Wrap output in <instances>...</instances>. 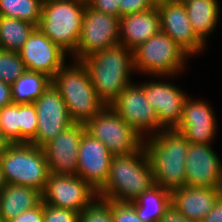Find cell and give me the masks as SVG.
<instances>
[{
  "label": "cell",
  "instance_id": "6da1fadb",
  "mask_svg": "<svg viewBox=\"0 0 222 222\" xmlns=\"http://www.w3.org/2000/svg\"><path fill=\"white\" fill-rule=\"evenodd\" d=\"M144 147L152 167L153 180L169 191L186 186V156L189 142L175 129H163L148 135Z\"/></svg>",
  "mask_w": 222,
  "mask_h": 222
},
{
  "label": "cell",
  "instance_id": "7a4b0ae2",
  "mask_svg": "<svg viewBox=\"0 0 222 222\" xmlns=\"http://www.w3.org/2000/svg\"><path fill=\"white\" fill-rule=\"evenodd\" d=\"M154 184L150 160L143 146L131 154L113 156L108 179L97 192L102 198L131 203Z\"/></svg>",
  "mask_w": 222,
  "mask_h": 222
},
{
  "label": "cell",
  "instance_id": "3957f363",
  "mask_svg": "<svg viewBox=\"0 0 222 222\" xmlns=\"http://www.w3.org/2000/svg\"><path fill=\"white\" fill-rule=\"evenodd\" d=\"M81 61L97 95L106 105H110L132 83L130 75L135 71L133 51L123 45L97 51Z\"/></svg>",
  "mask_w": 222,
  "mask_h": 222
},
{
  "label": "cell",
  "instance_id": "277c9868",
  "mask_svg": "<svg viewBox=\"0 0 222 222\" xmlns=\"http://www.w3.org/2000/svg\"><path fill=\"white\" fill-rule=\"evenodd\" d=\"M52 83L59 90L73 123L85 124L106 106L97 95L82 61L74 60L70 66L64 64Z\"/></svg>",
  "mask_w": 222,
  "mask_h": 222
},
{
  "label": "cell",
  "instance_id": "5b68a950",
  "mask_svg": "<svg viewBox=\"0 0 222 222\" xmlns=\"http://www.w3.org/2000/svg\"><path fill=\"white\" fill-rule=\"evenodd\" d=\"M87 0L43 2L38 28L67 54H73L81 33Z\"/></svg>",
  "mask_w": 222,
  "mask_h": 222
},
{
  "label": "cell",
  "instance_id": "8992f818",
  "mask_svg": "<svg viewBox=\"0 0 222 222\" xmlns=\"http://www.w3.org/2000/svg\"><path fill=\"white\" fill-rule=\"evenodd\" d=\"M6 184L35 188L41 193L50 174L43 148L32 143H13L0 156Z\"/></svg>",
  "mask_w": 222,
  "mask_h": 222
},
{
  "label": "cell",
  "instance_id": "52a82bcc",
  "mask_svg": "<svg viewBox=\"0 0 222 222\" xmlns=\"http://www.w3.org/2000/svg\"><path fill=\"white\" fill-rule=\"evenodd\" d=\"M187 57L183 48L161 30L133 50L135 71L163 78L182 71Z\"/></svg>",
  "mask_w": 222,
  "mask_h": 222
},
{
  "label": "cell",
  "instance_id": "ba28073f",
  "mask_svg": "<svg viewBox=\"0 0 222 222\" xmlns=\"http://www.w3.org/2000/svg\"><path fill=\"white\" fill-rule=\"evenodd\" d=\"M85 131L104 143L116 155L131 154L144 146V139L106 105L97 115L84 124Z\"/></svg>",
  "mask_w": 222,
  "mask_h": 222
},
{
  "label": "cell",
  "instance_id": "9c48e42d",
  "mask_svg": "<svg viewBox=\"0 0 222 222\" xmlns=\"http://www.w3.org/2000/svg\"><path fill=\"white\" fill-rule=\"evenodd\" d=\"M119 28V17L94 10L87 4L79 40L72 54L74 59L81 61L97 51L119 45Z\"/></svg>",
  "mask_w": 222,
  "mask_h": 222
},
{
  "label": "cell",
  "instance_id": "30bf717a",
  "mask_svg": "<svg viewBox=\"0 0 222 222\" xmlns=\"http://www.w3.org/2000/svg\"><path fill=\"white\" fill-rule=\"evenodd\" d=\"M110 106L143 138L144 132L156 135L163 130L156 110L145 96L144 83L127 85Z\"/></svg>",
  "mask_w": 222,
  "mask_h": 222
},
{
  "label": "cell",
  "instance_id": "8fae6325",
  "mask_svg": "<svg viewBox=\"0 0 222 222\" xmlns=\"http://www.w3.org/2000/svg\"><path fill=\"white\" fill-rule=\"evenodd\" d=\"M42 194L44 204L80 213L98 192L78 175L49 174Z\"/></svg>",
  "mask_w": 222,
  "mask_h": 222
},
{
  "label": "cell",
  "instance_id": "7c38bea8",
  "mask_svg": "<svg viewBox=\"0 0 222 222\" xmlns=\"http://www.w3.org/2000/svg\"><path fill=\"white\" fill-rule=\"evenodd\" d=\"M38 127L36 136L29 142L42 148L61 131L73 124L67 106L59 90L51 83L44 93L34 102Z\"/></svg>",
  "mask_w": 222,
  "mask_h": 222
},
{
  "label": "cell",
  "instance_id": "4fadbf2b",
  "mask_svg": "<svg viewBox=\"0 0 222 222\" xmlns=\"http://www.w3.org/2000/svg\"><path fill=\"white\" fill-rule=\"evenodd\" d=\"M28 71L43 73L54 78L66 63V52L52 42L38 27L28 37L19 51Z\"/></svg>",
  "mask_w": 222,
  "mask_h": 222
},
{
  "label": "cell",
  "instance_id": "5bb4252c",
  "mask_svg": "<svg viewBox=\"0 0 222 222\" xmlns=\"http://www.w3.org/2000/svg\"><path fill=\"white\" fill-rule=\"evenodd\" d=\"M113 156L104 143L84 131L79 144L77 175L98 191L108 179Z\"/></svg>",
  "mask_w": 222,
  "mask_h": 222
},
{
  "label": "cell",
  "instance_id": "9a60e30c",
  "mask_svg": "<svg viewBox=\"0 0 222 222\" xmlns=\"http://www.w3.org/2000/svg\"><path fill=\"white\" fill-rule=\"evenodd\" d=\"M84 131V124L73 123L42 147L51 173L77 175L79 144Z\"/></svg>",
  "mask_w": 222,
  "mask_h": 222
},
{
  "label": "cell",
  "instance_id": "2e32d148",
  "mask_svg": "<svg viewBox=\"0 0 222 222\" xmlns=\"http://www.w3.org/2000/svg\"><path fill=\"white\" fill-rule=\"evenodd\" d=\"M160 30L191 56L204 49V43L193 31L187 10L181 0H174L158 6Z\"/></svg>",
  "mask_w": 222,
  "mask_h": 222
},
{
  "label": "cell",
  "instance_id": "e0dca14e",
  "mask_svg": "<svg viewBox=\"0 0 222 222\" xmlns=\"http://www.w3.org/2000/svg\"><path fill=\"white\" fill-rule=\"evenodd\" d=\"M210 145L189 143L186 186L222 188V162Z\"/></svg>",
  "mask_w": 222,
  "mask_h": 222
},
{
  "label": "cell",
  "instance_id": "ac0fdd59",
  "mask_svg": "<svg viewBox=\"0 0 222 222\" xmlns=\"http://www.w3.org/2000/svg\"><path fill=\"white\" fill-rule=\"evenodd\" d=\"M144 92L158 114L160 126L163 129H175L182 118L187 94L175 85L162 81L145 82Z\"/></svg>",
  "mask_w": 222,
  "mask_h": 222
},
{
  "label": "cell",
  "instance_id": "d6986e66",
  "mask_svg": "<svg viewBox=\"0 0 222 222\" xmlns=\"http://www.w3.org/2000/svg\"><path fill=\"white\" fill-rule=\"evenodd\" d=\"M210 105L204 100H185L182 118L175 128L189 143L210 145L216 135L217 123Z\"/></svg>",
  "mask_w": 222,
  "mask_h": 222
},
{
  "label": "cell",
  "instance_id": "ffe728a7",
  "mask_svg": "<svg viewBox=\"0 0 222 222\" xmlns=\"http://www.w3.org/2000/svg\"><path fill=\"white\" fill-rule=\"evenodd\" d=\"M172 207L185 218L200 222L222 194V188L184 186L171 192Z\"/></svg>",
  "mask_w": 222,
  "mask_h": 222
},
{
  "label": "cell",
  "instance_id": "44dd1931",
  "mask_svg": "<svg viewBox=\"0 0 222 222\" xmlns=\"http://www.w3.org/2000/svg\"><path fill=\"white\" fill-rule=\"evenodd\" d=\"M160 30L158 7L120 17V45L134 50Z\"/></svg>",
  "mask_w": 222,
  "mask_h": 222
},
{
  "label": "cell",
  "instance_id": "7402d4cb",
  "mask_svg": "<svg viewBox=\"0 0 222 222\" xmlns=\"http://www.w3.org/2000/svg\"><path fill=\"white\" fill-rule=\"evenodd\" d=\"M41 201L42 194L35 188L6 184L0 192V216L5 221H9L37 206Z\"/></svg>",
  "mask_w": 222,
  "mask_h": 222
},
{
  "label": "cell",
  "instance_id": "603a6c76",
  "mask_svg": "<svg viewBox=\"0 0 222 222\" xmlns=\"http://www.w3.org/2000/svg\"><path fill=\"white\" fill-rule=\"evenodd\" d=\"M143 222H159L172 207L171 191L154 184L132 202Z\"/></svg>",
  "mask_w": 222,
  "mask_h": 222
},
{
  "label": "cell",
  "instance_id": "cb8c5ba5",
  "mask_svg": "<svg viewBox=\"0 0 222 222\" xmlns=\"http://www.w3.org/2000/svg\"><path fill=\"white\" fill-rule=\"evenodd\" d=\"M184 4L189 21L196 35L206 43L216 28L220 15V6L217 0H181Z\"/></svg>",
  "mask_w": 222,
  "mask_h": 222
},
{
  "label": "cell",
  "instance_id": "d4e9b609",
  "mask_svg": "<svg viewBox=\"0 0 222 222\" xmlns=\"http://www.w3.org/2000/svg\"><path fill=\"white\" fill-rule=\"evenodd\" d=\"M51 83L52 79L47 75L26 70L11 85L13 103H34Z\"/></svg>",
  "mask_w": 222,
  "mask_h": 222
},
{
  "label": "cell",
  "instance_id": "484cf974",
  "mask_svg": "<svg viewBox=\"0 0 222 222\" xmlns=\"http://www.w3.org/2000/svg\"><path fill=\"white\" fill-rule=\"evenodd\" d=\"M35 28L29 22L0 16V49L19 52Z\"/></svg>",
  "mask_w": 222,
  "mask_h": 222
},
{
  "label": "cell",
  "instance_id": "4316f807",
  "mask_svg": "<svg viewBox=\"0 0 222 222\" xmlns=\"http://www.w3.org/2000/svg\"><path fill=\"white\" fill-rule=\"evenodd\" d=\"M42 0H0V16L20 19L38 27Z\"/></svg>",
  "mask_w": 222,
  "mask_h": 222
},
{
  "label": "cell",
  "instance_id": "83f0119b",
  "mask_svg": "<svg viewBox=\"0 0 222 222\" xmlns=\"http://www.w3.org/2000/svg\"><path fill=\"white\" fill-rule=\"evenodd\" d=\"M19 52L0 49V81L12 85L26 72Z\"/></svg>",
  "mask_w": 222,
  "mask_h": 222
},
{
  "label": "cell",
  "instance_id": "f1b7e54d",
  "mask_svg": "<svg viewBox=\"0 0 222 222\" xmlns=\"http://www.w3.org/2000/svg\"><path fill=\"white\" fill-rule=\"evenodd\" d=\"M0 132L12 143H20V104L11 103L0 109Z\"/></svg>",
  "mask_w": 222,
  "mask_h": 222
},
{
  "label": "cell",
  "instance_id": "f546056e",
  "mask_svg": "<svg viewBox=\"0 0 222 222\" xmlns=\"http://www.w3.org/2000/svg\"><path fill=\"white\" fill-rule=\"evenodd\" d=\"M79 221L113 222L111 200L97 196L80 212Z\"/></svg>",
  "mask_w": 222,
  "mask_h": 222
},
{
  "label": "cell",
  "instance_id": "4dcf8cb0",
  "mask_svg": "<svg viewBox=\"0 0 222 222\" xmlns=\"http://www.w3.org/2000/svg\"><path fill=\"white\" fill-rule=\"evenodd\" d=\"M38 118L34 103L20 104V143H29L37 133Z\"/></svg>",
  "mask_w": 222,
  "mask_h": 222
},
{
  "label": "cell",
  "instance_id": "1f68e13d",
  "mask_svg": "<svg viewBox=\"0 0 222 222\" xmlns=\"http://www.w3.org/2000/svg\"><path fill=\"white\" fill-rule=\"evenodd\" d=\"M80 213L43 203V222H80Z\"/></svg>",
  "mask_w": 222,
  "mask_h": 222
},
{
  "label": "cell",
  "instance_id": "d6a6232c",
  "mask_svg": "<svg viewBox=\"0 0 222 222\" xmlns=\"http://www.w3.org/2000/svg\"><path fill=\"white\" fill-rule=\"evenodd\" d=\"M113 222H143L137 215L133 203L111 200Z\"/></svg>",
  "mask_w": 222,
  "mask_h": 222
},
{
  "label": "cell",
  "instance_id": "836d02e7",
  "mask_svg": "<svg viewBox=\"0 0 222 222\" xmlns=\"http://www.w3.org/2000/svg\"><path fill=\"white\" fill-rule=\"evenodd\" d=\"M154 7L151 0H121L119 5V18L128 14L143 12Z\"/></svg>",
  "mask_w": 222,
  "mask_h": 222
},
{
  "label": "cell",
  "instance_id": "e575fe53",
  "mask_svg": "<svg viewBox=\"0 0 222 222\" xmlns=\"http://www.w3.org/2000/svg\"><path fill=\"white\" fill-rule=\"evenodd\" d=\"M121 0H87V4L102 13L119 17V5Z\"/></svg>",
  "mask_w": 222,
  "mask_h": 222
},
{
  "label": "cell",
  "instance_id": "d590c367",
  "mask_svg": "<svg viewBox=\"0 0 222 222\" xmlns=\"http://www.w3.org/2000/svg\"><path fill=\"white\" fill-rule=\"evenodd\" d=\"M6 222H43V202Z\"/></svg>",
  "mask_w": 222,
  "mask_h": 222
},
{
  "label": "cell",
  "instance_id": "8d00e7d4",
  "mask_svg": "<svg viewBox=\"0 0 222 222\" xmlns=\"http://www.w3.org/2000/svg\"><path fill=\"white\" fill-rule=\"evenodd\" d=\"M200 222H222V194L214 202L212 209Z\"/></svg>",
  "mask_w": 222,
  "mask_h": 222
},
{
  "label": "cell",
  "instance_id": "74e56055",
  "mask_svg": "<svg viewBox=\"0 0 222 222\" xmlns=\"http://www.w3.org/2000/svg\"><path fill=\"white\" fill-rule=\"evenodd\" d=\"M13 103L11 85L0 81V109Z\"/></svg>",
  "mask_w": 222,
  "mask_h": 222
},
{
  "label": "cell",
  "instance_id": "f35d334b",
  "mask_svg": "<svg viewBox=\"0 0 222 222\" xmlns=\"http://www.w3.org/2000/svg\"><path fill=\"white\" fill-rule=\"evenodd\" d=\"M159 222H194L179 214L173 207L161 218Z\"/></svg>",
  "mask_w": 222,
  "mask_h": 222
},
{
  "label": "cell",
  "instance_id": "ab89813d",
  "mask_svg": "<svg viewBox=\"0 0 222 222\" xmlns=\"http://www.w3.org/2000/svg\"><path fill=\"white\" fill-rule=\"evenodd\" d=\"M12 144V141L0 132V156H2Z\"/></svg>",
  "mask_w": 222,
  "mask_h": 222
},
{
  "label": "cell",
  "instance_id": "60d3db41",
  "mask_svg": "<svg viewBox=\"0 0 222 222\" xmlns=\"http://www.w3.org/2000/svg\"><path fill=\"white\" fill-rule=\"evenodd\" d=\"M5 185H6V182L4 180L3 171H2V164L0 161V192L3 190Z\"/></svg>",
  "mask_w": 222,
  "mask_h": 222
},
{
  "label": "cell",
  "instance_id": "b9f144b4",
  "mask_svg": "<svg viewBox=\"0 0 222 222\" xmlns=\"http://www.w3.org/2000/svg\"><path fill=\"white\" fill-rule=\"evenodd\" d=\"M171 1H174V0H151V2L153 3L155 7H158L159 5L166 4Z\"/></svg>",
  "mask_w": 222,
  "mask_h": 222
},
{
  "label": "cell",
  "instance_id": "7bdbcfd3",
  "mask_svg": "<svg viewBox=\"0 0 222 222\" xmlns=\"http://www.w3.org/2000/svg\"><path fill=\"white\" fill-rule=\"evenodd\" d=\"M0 222H6V221L0 216Z\"/></svg>",
  "mask_w": 222,
  "mask_h": 222
}]
</instances>
